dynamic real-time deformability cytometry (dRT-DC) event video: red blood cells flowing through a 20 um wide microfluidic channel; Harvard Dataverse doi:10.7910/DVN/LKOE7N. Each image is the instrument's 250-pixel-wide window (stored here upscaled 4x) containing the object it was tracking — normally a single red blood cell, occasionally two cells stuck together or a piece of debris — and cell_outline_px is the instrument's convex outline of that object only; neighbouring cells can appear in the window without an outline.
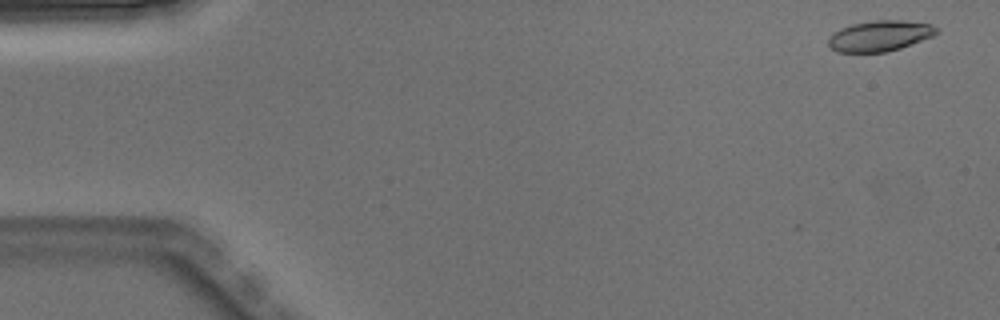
{"species": "Egyptian fruit bat (a non-hibernating species)", "species_latin": "Rousettus aegyptiacus", "temperature_condition": "warm", "stored_images_in_passage": 5, "camera_frame_rate_fps": 3000, "um_per_image_px": 0.085, "animal": {"sex": "male"}, "frame": {"image": 1, "passage_image": 1, "time_ms": 0.0, "image_size_px": [1000, 320], "cell_outline_px": [[940, 32], [932, 36], [900, 48], [884, 52], [836, 52], [828, 44], [828, 40], [840, 28], [852, 24], [872, 20], [904, 20], [932, 24]], "centroid_in_image_um": [74.8, 3.04], "position_along_channel_um": 10.2, "area_um2": 19.19}}
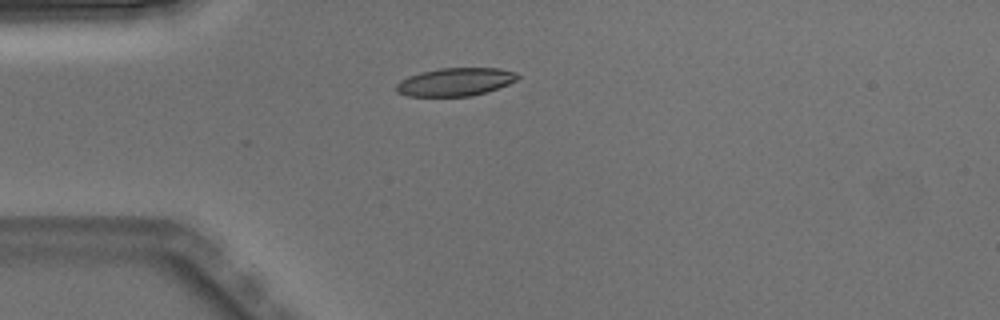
{"frame": {"image": 2, "passage_image": 4, "time_ms": 1.0, "image_size_px": [1000, 320], "cell_outline_px": [[520, 76], [516, 80], [508, 84], [472, 96], [408, 96], [396, 92], [396, 84], [400, 80], [408, 76], [420, 72], [440, 68], [500, 68], [516, 72]], "centroid_in_image_um": [38.68, 6.95], "position_along_channel_um": 46.3, "area_um2": 19.83}}